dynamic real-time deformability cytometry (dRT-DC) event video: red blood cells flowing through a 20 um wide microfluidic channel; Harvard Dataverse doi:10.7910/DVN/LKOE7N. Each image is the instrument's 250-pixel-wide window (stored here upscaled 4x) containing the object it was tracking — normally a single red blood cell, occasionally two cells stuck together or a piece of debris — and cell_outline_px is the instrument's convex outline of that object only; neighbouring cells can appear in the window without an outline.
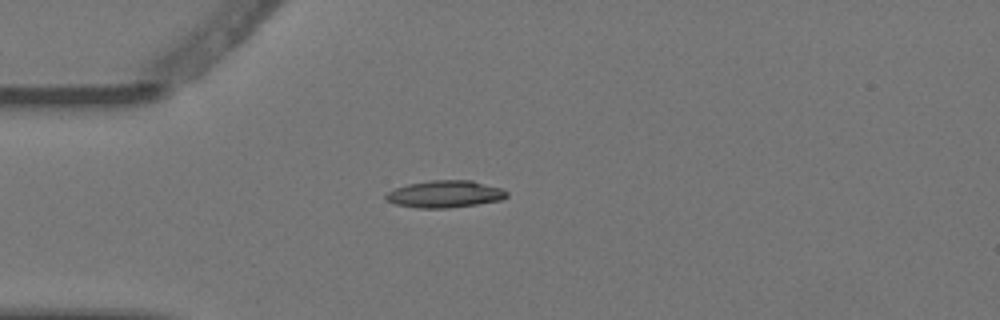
{"species": "Egyptian fruit bat (a non-hibernating species)", "species_latin": "Rousettus aegyptiacus", "temperature_condition": "warm", "stored_images_in_passage": 7, "camera_frame_rate_fps": 3000, "um_per_image_px": 0.085, "animal": {"sex": "female"}, "frame": {"image": 1, "passage_image": 4, "time_ms": 1.0, "image_size_px": [1000, 320], "cell_outline_px": [[508, 196], [500, 200], [476, 204], [448, 208], [420, 208], [396, 204], [384, 200], [384, 196], [388, 192], [396, 188], [408, 184], [432, 180], [472, 180], [500, 188], [508, 192]], "centroid_in_image_um": [37.8, 16.49], "position_along_channel_um": 47.2, "area_um2": 18.96}}
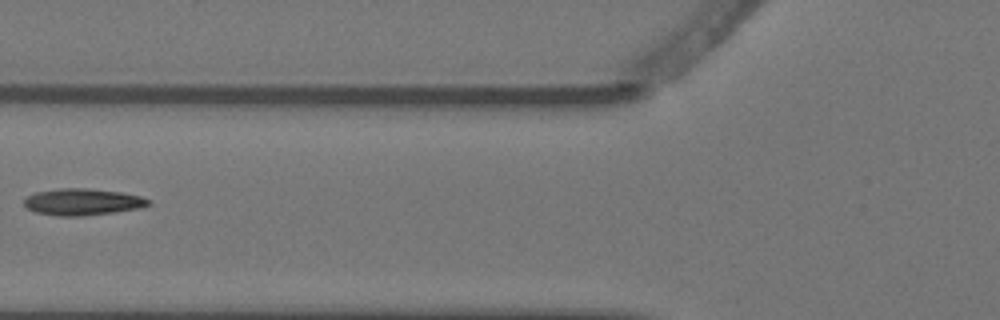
{"frame": {"image": 2, "passage_image": 6, "time_ms": 1.667, "image_size_px": [1000, 320], "cell_outline_px": [[152, 204], [140, 208], [112, 212], [80, 216], [56, 216], [36, 212], [28, 208], [24, 204], [24, 200], [28, 196], [36, 192], [60, 188], [84, 188], [120, 192], [140, 196], [148, 200]], "centroid_in_image_um": [7.0, 17.16], "position_along_channel_um": 118.8, "area_um2": 19.07}}
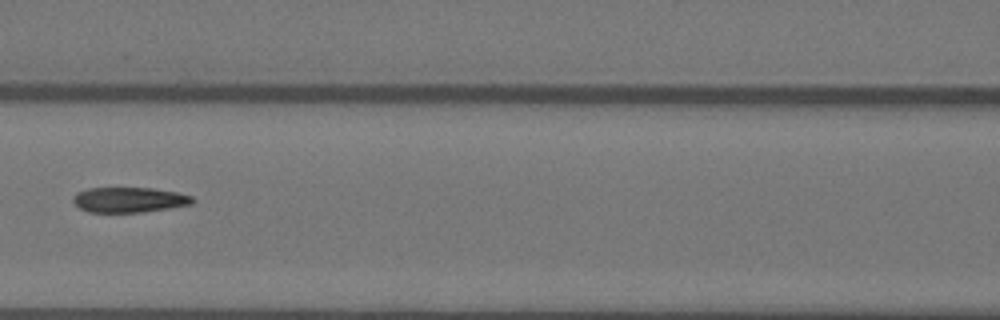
{"frame": {"image": 3, "passage_image": 7, "time_ms": 2.0, "image_size_px": [1000, 320], "cell_outline_px": [[196, 200], [192, 204], [168, 208], [140, 212], [88, 212], [80, 208], [72, 200], [72, 196], [76, 192], [88, 188], [152, 188], [176, 192], [192, 196]], "centroid_in_image_um": [10.96, 16.98], "position_along_channel_um": 155.6, "area_um2": 17.51}}